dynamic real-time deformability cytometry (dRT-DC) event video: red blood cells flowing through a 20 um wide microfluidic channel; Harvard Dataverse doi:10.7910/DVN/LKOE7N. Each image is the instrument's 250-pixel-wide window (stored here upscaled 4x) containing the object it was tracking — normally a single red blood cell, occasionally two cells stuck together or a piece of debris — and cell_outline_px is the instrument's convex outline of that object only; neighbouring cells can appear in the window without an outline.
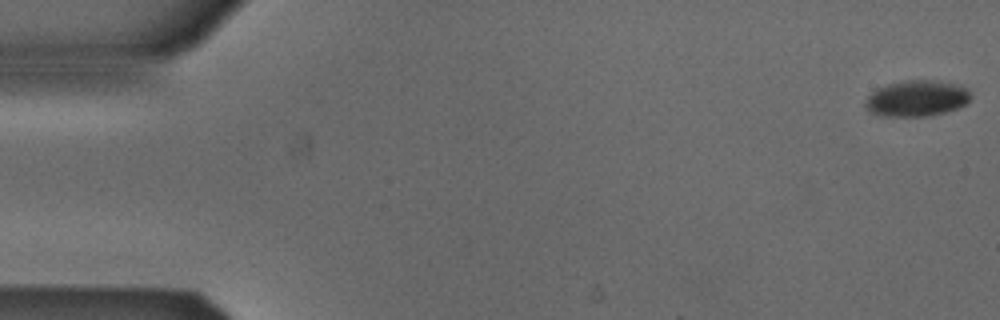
{"species": "Egyptian fruit bat (a non-hibernating species)", "species_latin": "Rousettus aegyptiacus", "temperature_condition": "cold", "stored_images_in_passage": 47, "camera_frame_rate_fps": 3000, "um_per_image_px": 0.085, "animal": {"sex": "male"}, "frame": {"image": 1, "passage_image": 1, "time_ms": 0.0, "image_size_px": [1000, 320], "cell_outline_px": [[972, 96], [964, 104], [956, 108], [944, 112], [928, 116], [884, 116], [872, 112], [864, 108], [864, 100], [872, 92], [888, 84], [908, 80], [928, 80], [952, 84], [964, 88]], "centroid_in_image_um": [77.86, 8.38], "position_along_channel_um": 7.1, "area_um2": 21.62}}
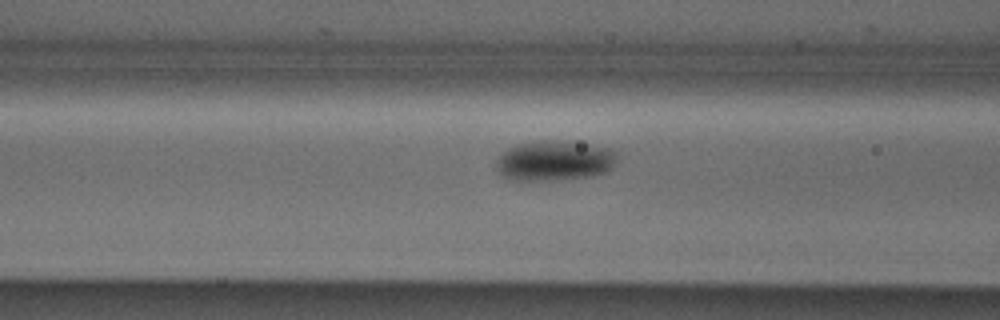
{"frame": {"image": 2, "passage_image": 21, "time_ms": 6.667, "image_size_px": [1000, 320], "cell_outline_px": [[616, 156], [608, 172], [588, 176], [552, 180], [508, 180], [496, 168], [496, 160], [508, 148], [520, 144], [540, 140], [552, 140], [588, 144], [608, 148]], "centroid_in_image_um": [47.07, 13.66], "position_along_channel_um": 119.5, "area_um2": 27.74}}
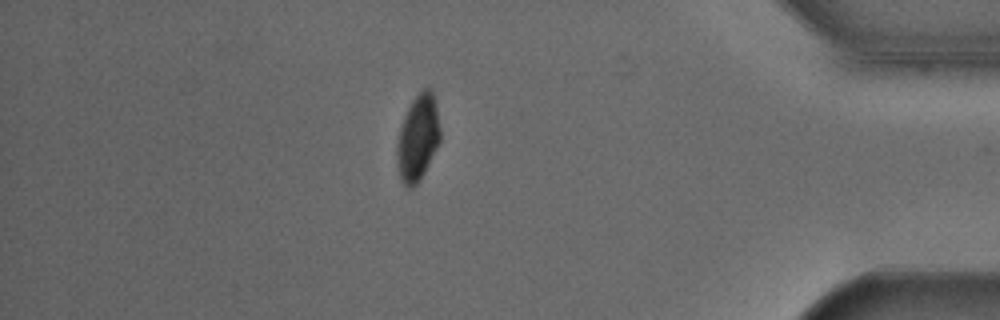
{"frame": {"image": 3, "passage_image": 46, "time_ms": 15.0, "image_size_px": [1000, 320], "cell_outline_px": [[440, 140], [420, 180], [412, 188], [408, 188], [400, 180], [396, 156], [396, 144], [400, 128], [404, 116], [412, 100], [424, 88], [432, 88], [440, 128]], "centroid_in_image_um": [35.5, 11.73], "position_along_channel_um": 399.7, "area_um2": 21.5}, "authors_computed_cell_mechanics": {"area_um2": 24.6806, "velocity_mm_per_s": 3.8554, "shape_relaxation_time_tau1_ms": 5.0878, "shape_relaxation_time_tau2_ms": null, "deformation_change_tau1": 0.1231, "deformation_change_tau2": null}}